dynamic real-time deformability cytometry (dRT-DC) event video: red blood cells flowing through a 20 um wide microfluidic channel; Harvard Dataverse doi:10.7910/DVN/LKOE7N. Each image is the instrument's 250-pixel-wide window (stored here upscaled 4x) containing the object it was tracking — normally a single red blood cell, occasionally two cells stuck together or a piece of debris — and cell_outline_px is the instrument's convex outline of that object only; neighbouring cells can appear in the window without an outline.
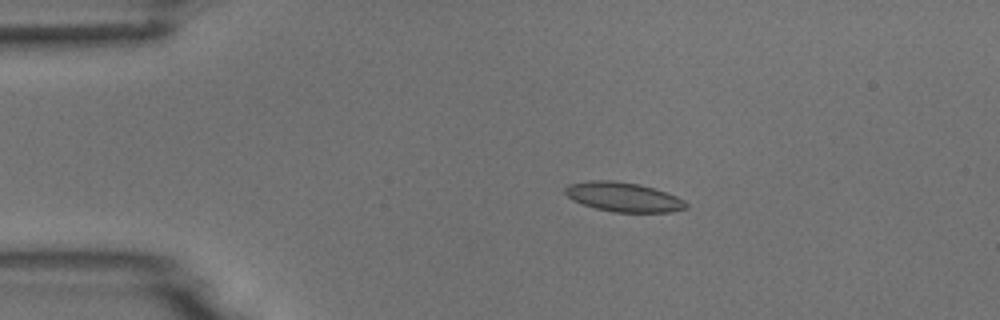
{"species": "common noctule bat (a hibernating species)", "species_latin": "Nyctalus noctula", "temperature_condition": "room temperature", "stored_images_in_passage": 8, "camera_frame_rate_fps": 3000, "um_per_image_px": 0.085, "animal": {"sex": "male", "body_mass_g": 18.8}, "frame": {"image": 1, "passage_image": 4, "time_ms": 3.333, "image_size_px": [1000, 320], "cell_outline_px": [[688, 208], [672, 212], [612, 212], [596, 208], [572, 200], [564, 192], [564, 188], [568, 184], [588, 180], [612, 180], [640, 184], [676, 196], [684, 200], [688, 204]], "centroid_in_image_um": [52.98, 16.74], "position_along_channel_um": 32.0, "area_um2": 20.75}}
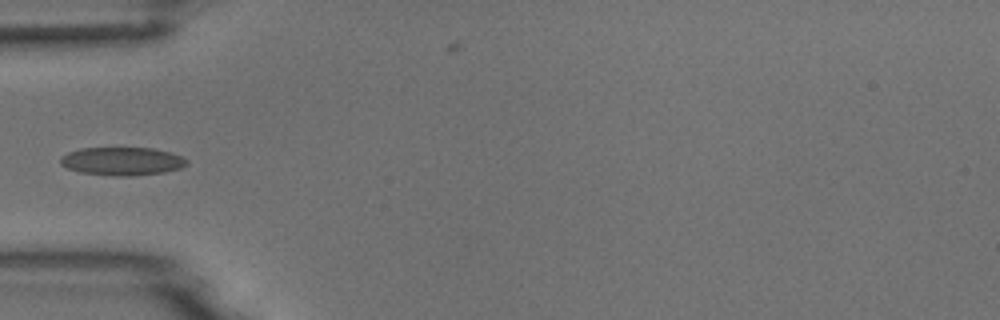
{"frame": {"image": 2, "passage_image": 6, "time_ms": 5.667, "image_size_px": [1000, 320], "cell_outline_px": [[188, 164], [180, 168], [164, 172], [132, 176], [112, 176], [80, 172], [68, 168], [60, 164], [60, 156], [68, 152], [80, 148], [152, 148], [172, 152], [188, 160]], "centroid_in_image_um": [10.37, 13.7], "position_along_channel_um": 74.6, "area_um2": 20.87}}